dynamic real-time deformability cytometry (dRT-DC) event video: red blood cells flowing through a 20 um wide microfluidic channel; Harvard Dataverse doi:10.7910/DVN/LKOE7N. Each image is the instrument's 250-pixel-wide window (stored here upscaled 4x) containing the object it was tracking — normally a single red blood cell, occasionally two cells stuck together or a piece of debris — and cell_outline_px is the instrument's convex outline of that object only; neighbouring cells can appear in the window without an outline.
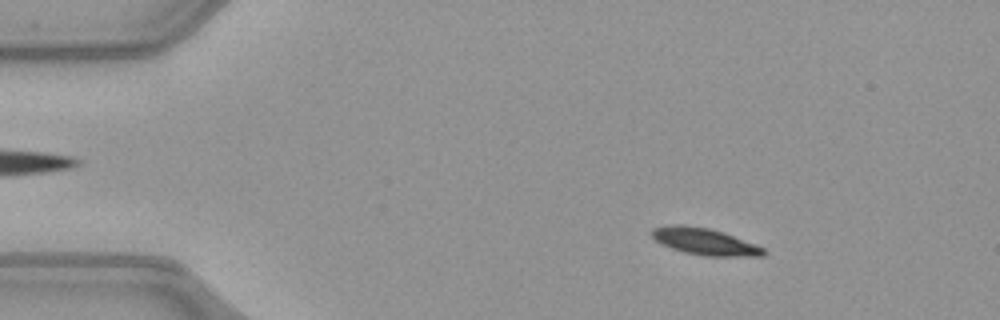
{"species": "common noctule bat (a hibernating species)", "species_latin": "Nyctalus noctula", "temperature_condition": "warm", "stored_images_in_passage": 48, "camera_frame_rate_fps": 3000, "um_per_image_px": 0.085, "animal": {"sex": "female", "body_mass_g": 21.9}, "frame": {"image": 1, "passage_image": 4, "time_ms": 1.0, "image_size_px": [1000, 320], "cell_outline_px": [[768, 252], [764, 256], [704, 256], [684, 252], [672, 248], [656, 240], [652, 236], [652, 228], [672, 224], [684, 224], [708, 228], [724, 232], [756, 244], [764, 248]], "centroid_in_image_um": [59.94, 20.52], "position_along_channel_um": 25.1, "area_um2": 17.46}}
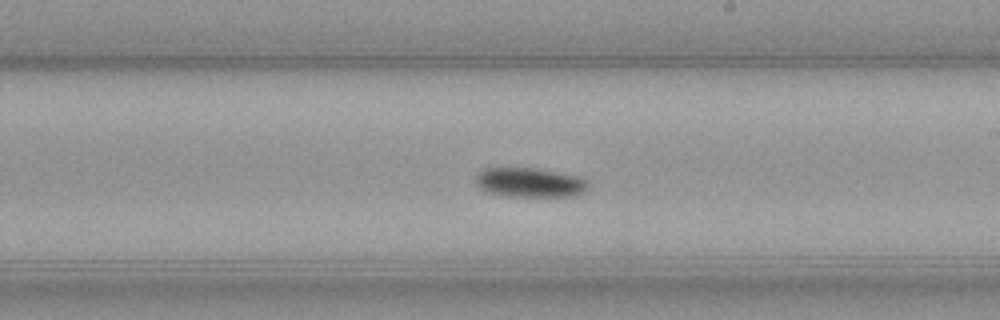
{"frame": {"image": 2, "passage_image": 26, "time_ms": 8.333, "image_size_px": [1000, 320], "cell_outline_px": [[588, 188], [584, 192], [572, 196], [504, 196], [488, 192], [480, 188], [476, 184], [476, 176], [484, 168], [536, 168], [576, 176], [588, 180]], "centroid_in_image_um": [45.03, 15.51], "position_along_channel_um": 244.0, "area_um2": 19.19}}
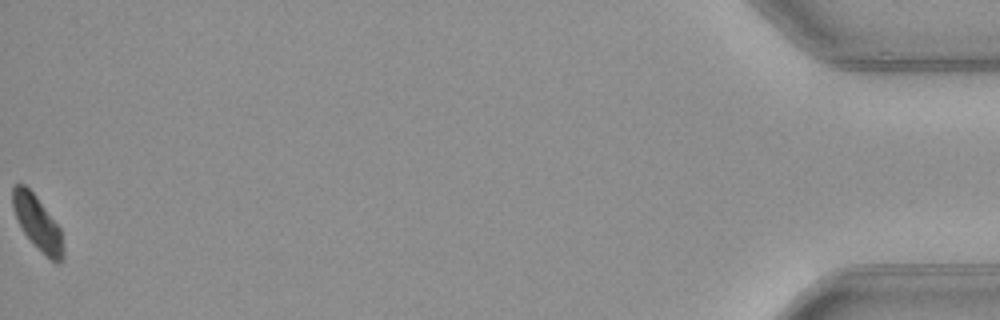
{"frame": {"image": 3, "passage_image": 48, "time_ms": 15.667, "image_size_px": [1000, 320], "cell_outline_px": [[64, 260], [60, 264], [52, 260], [24, 232], [16, 216], [12, 204], [12, 188], [16, 184], [24, 184], [36, 196], [60, 228], [64, 248]], "centroid_in_image_um": [3.21, 18.93], "position_along_channel_um": 432.0, "area_um2": 15.37}, "authors_computed_cell_mechanics": {"area_um2": 18.0336, "velocity_mm_per_s": 4.0009, "shape_relaxation_time_tau1_ms": 2.605, "shape_relaxation_time_tau2_ms": null, "deformation_change_tau1": 0.1121, "deformation_change_tau2": null}}